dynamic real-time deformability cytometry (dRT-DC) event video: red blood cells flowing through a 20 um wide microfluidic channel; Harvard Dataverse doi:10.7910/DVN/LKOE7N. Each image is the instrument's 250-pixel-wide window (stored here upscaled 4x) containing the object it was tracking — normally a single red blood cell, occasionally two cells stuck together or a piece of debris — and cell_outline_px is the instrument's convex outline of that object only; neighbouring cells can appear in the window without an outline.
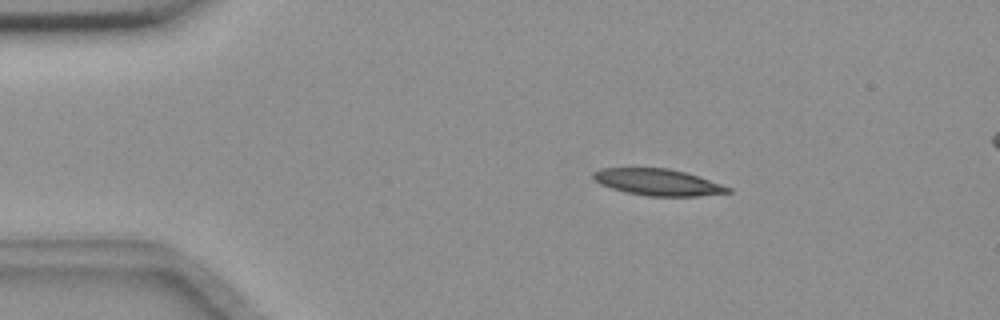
{"species": "common noctule bat (a hibernating species)", "species_latin": "Nyctalus noctula", "temperature_condition": "room temperature", "stored_images_in_passage": 54, "camera_frame_rate_fps": 3000, "um_per_image_px": 0.085, "animal": {"sex": "female", "body_mass_g": 18.4}, "frame": {"image": 1, "passage_image": 9, "time_ms": 2.667, "image_size_px": [1000, 320], "cell_outline_px": [[732, 192], [696, 196], [648, 196], [628, 192], [612, 188], [600, 184], [592, 176], [592, 172], [600, 168], [668, 168], [684, 172], [732, 188]], "centroid_in_image_um": [55.89, 15.48], "position_along_channel_um": 29.1, "area_um2": 20.52}}
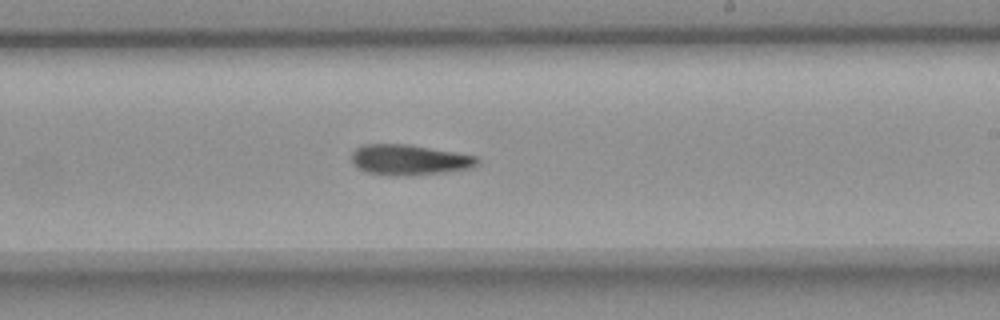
{"frame": {"image": 2, "passage_image": 32, "time_ms": 10.333, "image_size_px": [1000, 320], "cell_outline_px": [[480, 164], [472, 168], [444, 172], [408, 176], [388, 176], [364, 172], [352, 164], [352, 152], [356, 148], [364, 144], [408, 144], [456, 152], [476, 156], [480, 160]], "centroid_in_image_um": [34.78, 13.6], "position_along_channel_um": 254.2, "area_um2": 22.72}}
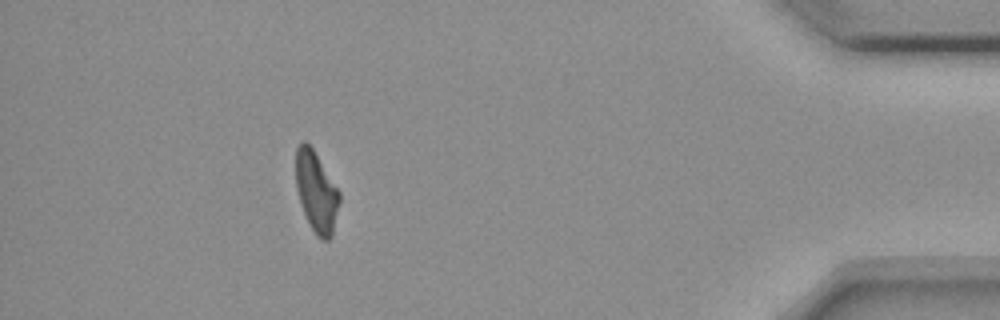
{"frame": {"image": 3, "passage_image": 49, "time_ms": 16.0, "image_size_px": [1000, 320], "cell_outline_px": [[340, 200], [332, 236], [328, 240], [324, 240], [316, 236], [304, 212], [296, 188], [296, 148], [300, 140], [304, 140], [312, 148], [340, 192]], "centroid_in_image_um": [26.89, 16.29], "position_along_channel_um": 408.3, "area_um2": 20.23}, "authors_computed_cell_mechanics": {"area_um2": 21.9062, "velocity_mm_per_s": 3.6624, "shape_relaxation_time_tau1_ms": 7.9195, "shape_relaxation_time_tau2_ms": null, "deformation_change_tau1": 0.201, "deformation_change_tau2": null}}